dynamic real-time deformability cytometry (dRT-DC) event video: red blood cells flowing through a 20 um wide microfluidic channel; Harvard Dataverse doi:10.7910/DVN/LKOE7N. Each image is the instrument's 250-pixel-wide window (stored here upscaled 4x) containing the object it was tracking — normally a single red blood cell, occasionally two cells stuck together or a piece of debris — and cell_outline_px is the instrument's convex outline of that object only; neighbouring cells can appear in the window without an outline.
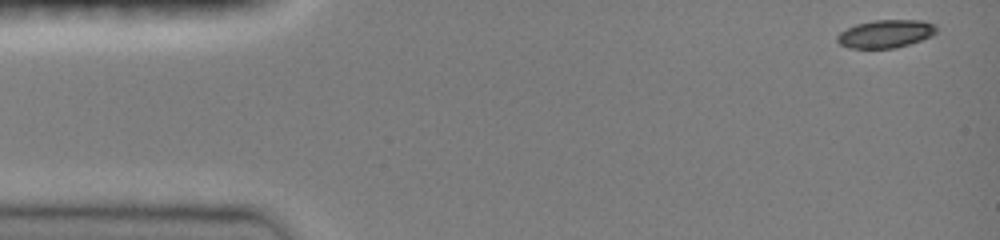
{"species": "common noctule bat (a hibernating species)", "species_latin": "Nyctalus noctula", "temperature_condition": "room temperature", "stored_images_in_passage": 70, "camera_frame_rate_fps": 3000, "um_per_image_px": 0.085, "animal": {"sex": "female", "body_mass_g": 19.0, "forearm_length_mm": 51.5}, "frame": {"image": 1, "passage_image": 1, "time_ms": 0.0, "image_size_px": [1000, 240], "cell_outline_px": [[936, 32], [932, 36], [896, 48], [848, 48], [840, 44], [836, 40], [836, 36], [840, 32], [856, 24], [876, 20], [924, 20], [936, 24]], "centroid_in_image_um": [75.29, 2.87], "position_along_channel_um": 9.7, "area_um2": 16.18}}
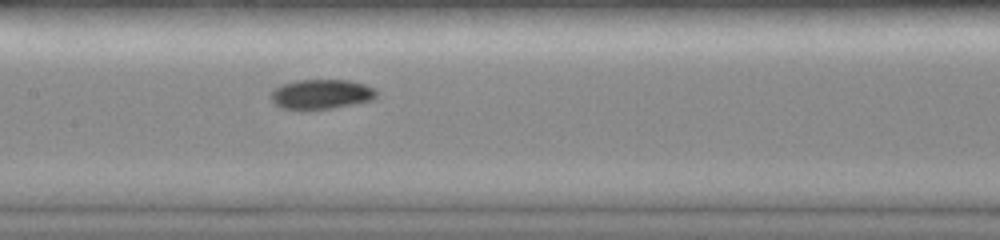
{"frame": {"image": 2, "passage_image": 43, "time_ms": 7.0, "image_size_px": [1000, 240], "cell_outline_px": [[380, 92], [372, 100], [356, 104], [308, 112], [300, 112], [280, 108], [272, 104], [272, 92], [276, 88], [284, 84], [296, 80], [348, 80], [364, 84], [376, 88]], "centroid_in_image_um": [27.31, 8.05], "position_along_channel_um": 180.1, "area_um2": 19.02}}
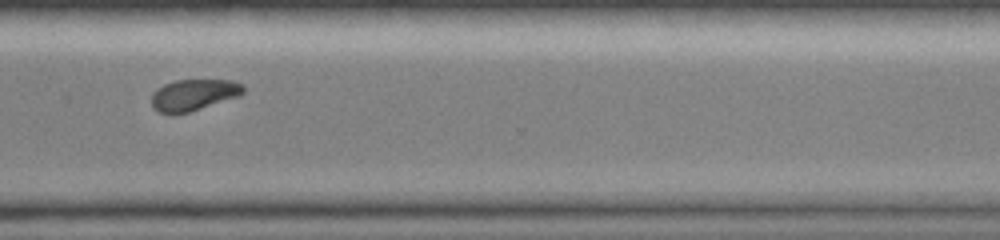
{"frame": {"image": 3, "passage_image": 69, "time_ms": 11.333, "image_size_px": [1000, 240], "cell_outline_px": [[244, 92], [240, 96], [188, 112], [160, 112], [152, 108], [152, 92], [156, 88], [164, 84], [176, 80], [232, 80], [244, 84]], "centroid_in_image_um": [16.48, 8.03], "position_along_channel_um": 354.1, "area_um2": 16.65}}